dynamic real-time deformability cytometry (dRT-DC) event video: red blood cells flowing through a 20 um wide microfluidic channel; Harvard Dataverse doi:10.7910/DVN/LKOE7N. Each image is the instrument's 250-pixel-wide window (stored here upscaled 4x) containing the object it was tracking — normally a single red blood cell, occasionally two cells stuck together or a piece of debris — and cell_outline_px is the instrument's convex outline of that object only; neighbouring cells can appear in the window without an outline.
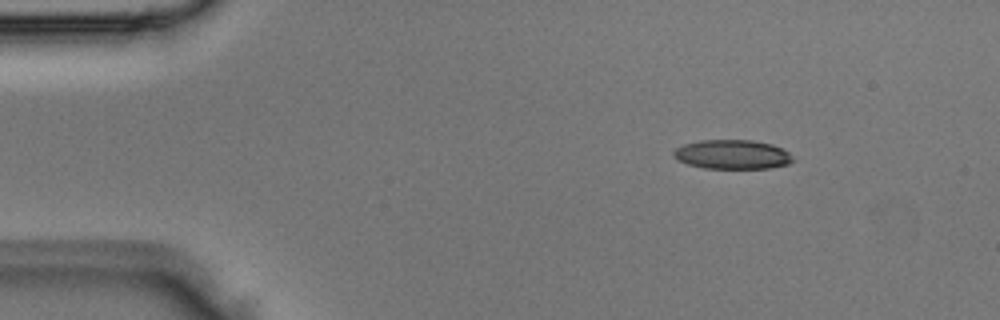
{"species": "Egyptian fruit bat (a non-hibernating species)", "species_latin": "Rousettus aegyptiacus", "temperature_condition": "room temperature", "stored_images_in_passage": 3, "camera_frame_rate_fps": 3000, "um_per_image_px": 0.085, "animal": {"sex": "male"}, "frame": {"image": 1, "passage_image": 1, "time_ms": 0.0, "image_size_px": [1000, 320], "cell_outline_px": [[796, 160], [788, 164], [768, 168], [704, 168], [688, 164], [676, 160], [672, 156], [672, 152], [676, 148], [684, 144], [700, 140], [752, 140], [772, 144], [788, 152]], "centroid_in_image_um": [62.22, 13.13], "position_along_channel_um": 22.8, "area_um2": 20.4}}
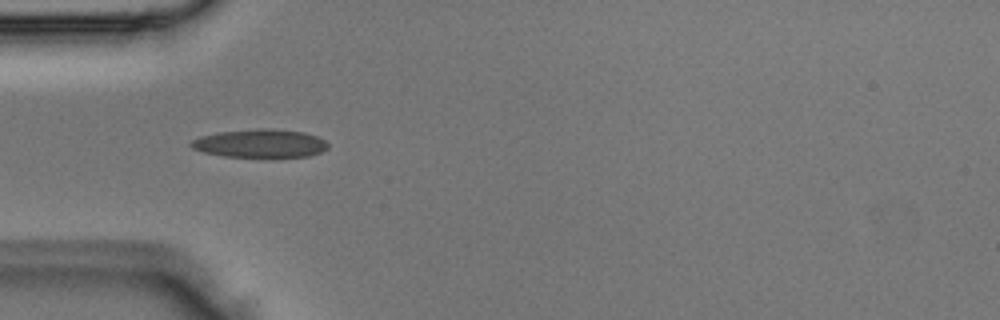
{"frame": {"image": 2, "passage_image": 3, "time_ms": 0.667, "image_size_px": [1000, 320], "cell_outline_px": [[328, 148], [320, 152], [308, 156], [224, 156], [204, 152], [192, 148], [188, 144], [192, 140], [200, 136], [220, 132], [260, 128], [272, 128], [304, 132], [316, 136], [324, 140], [328, 144]], "centroid_in_image_um": [22.1, 12.17], "position_along_channel_um": 62.9, "area_um2": 22.31}}